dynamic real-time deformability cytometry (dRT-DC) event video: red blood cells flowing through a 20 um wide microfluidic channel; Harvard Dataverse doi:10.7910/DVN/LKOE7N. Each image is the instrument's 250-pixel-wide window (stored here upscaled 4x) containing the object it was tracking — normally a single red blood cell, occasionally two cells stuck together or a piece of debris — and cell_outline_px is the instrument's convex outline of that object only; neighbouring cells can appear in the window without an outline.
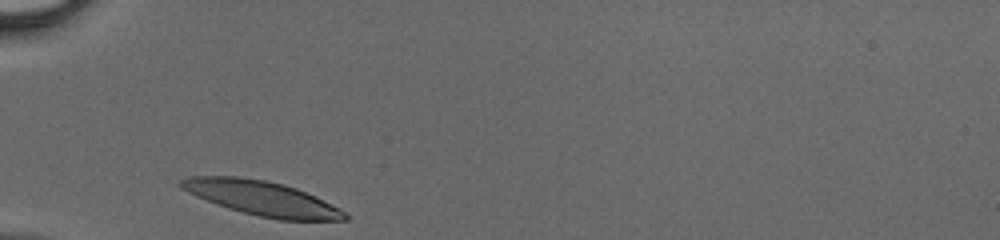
{"species": "human", "species_latin": "Homo sapiens", "temperature_condition": "cold", "stored_images_in_passage": 24, "camera_frame_rate_fps": 3000, "um_per_image_px": 0.085, "donor": {"sex": "male"}, "frame": {"image": 1, "passage_image": 1, "time_ms": 0.0, "image_size_px": [1000, 240], "cell_outline_px": [[348, 220], [280, 220], [260, 216], [228, 208], [196, 196], [180, 188], [180, 180], [188, 176], [240, 176], [264, 180], [296, 188], [340, 208], [348, 216]], "centroid_in_image_um": [22.24, 16.84], "position_along_channel_um": 62.8, "area_um2": 32.48}}
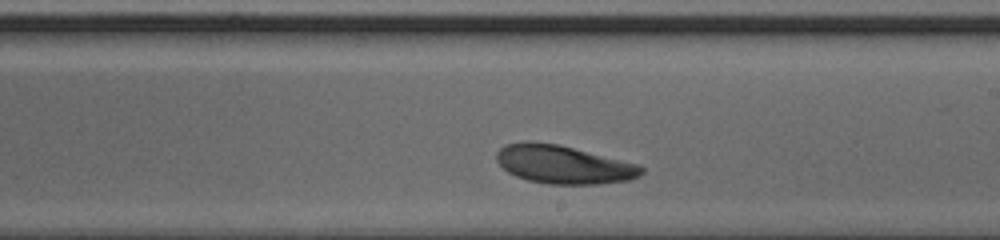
{"frame": {"image": 2, "passage_image": 14, "time_ms": 4.333, "image_size_px": [1000, 240], "cell_outline_px": [[644, 172], [640, 176], [628, 180], [596, 184], [548, 184], [528, 180], [516, 176], [508, 172], [496, 160], [496, 152], [504, 144], [528, 140], [532, 140], [560, 144], [636, 164], [644, 168]], "centroid_in_image_um": [47.85, 13.96], "position_along_channel_um": 241.2, "area_um2": 32.43}}
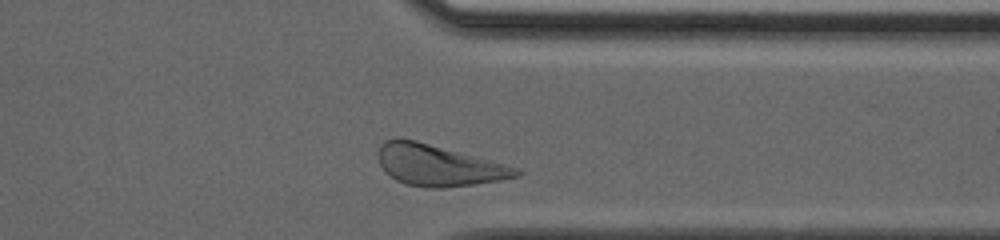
{"frame": {"image": 3, "passage_image": 23, "time_ms": 7.333, "image_size_px": [1000, 240], "cell_outline_px": [[524, 172], [520, 176], [500, 180], [476, 184], [444, 188], [428, 188], [404, 184], [396, 180], [380, 164], [380, 144], [384, 140], [396, 136], [416, 140], [520, 168]], "centroid_in_image_um": [37.3, 14.05], "position_along_channel_um": 374.1, "area_um2": 33.06}}